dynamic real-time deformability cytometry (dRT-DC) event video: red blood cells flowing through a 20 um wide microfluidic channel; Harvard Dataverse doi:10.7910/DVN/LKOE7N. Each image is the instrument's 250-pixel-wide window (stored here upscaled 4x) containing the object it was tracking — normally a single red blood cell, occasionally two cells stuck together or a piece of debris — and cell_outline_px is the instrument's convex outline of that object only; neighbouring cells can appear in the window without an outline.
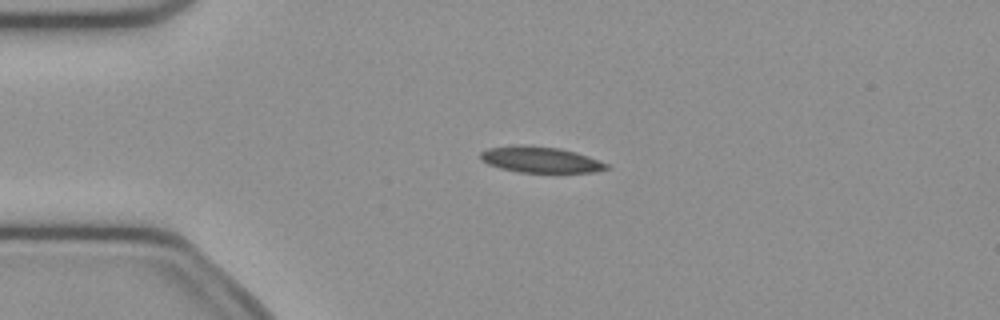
{"species": "common noctule bat (a hibernating species)", "species_latin": "Nyctalus noctula", "temperature_condition": "cold", "stored_images_in_passage": 9, "camera_frame_rate_fps": 3000, "um_per_image_px": 0.085, "animal": {"sex": "female", "body_mass_g": 21.9}, "frame": {"image": 1, "passage_image": 2, "time_ms": 0.333, "image_size_px": [1000, 320], "cell_outline_px": [[612, 168], [596, 172], [520, 172], [500, 168], [488, 164], [480, 160], [480, 152], [488, 148], [512, 144], [524, 144], [560, 148], [576, 152], [588, 156], [608, 164]], "centroid_in_image_um": [45.92, 13.55], "position_along_channel_um": 39.1, "area_um2": 19.36}}